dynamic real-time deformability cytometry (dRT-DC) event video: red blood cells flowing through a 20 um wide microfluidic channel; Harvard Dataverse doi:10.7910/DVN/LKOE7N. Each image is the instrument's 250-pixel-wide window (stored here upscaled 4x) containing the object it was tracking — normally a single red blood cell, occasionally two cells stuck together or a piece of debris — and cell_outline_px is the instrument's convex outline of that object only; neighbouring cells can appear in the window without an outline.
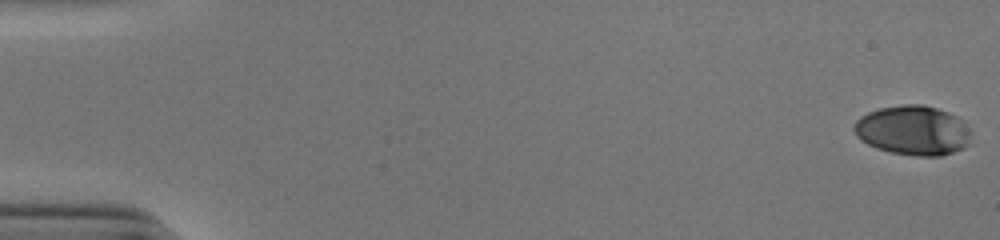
{"species": "human", "species_latin": "Homo sapiens", "temperature_condition": "cold", "stored_images_in_passage": 54, "camera_frame_rate_fps": 3000, "um_per_image_px": 0.085, "donor": {"sex": "male"}, "frame": {"image": 1, "passage_image": 1, "time_ms": 0.0, "image_size_px": [1000, 240], "cell_outline_px": [[972, 144], [964, 148], [940, 156], [916, 156], [892, 152], [876, 148], [868, 144], [856, 136], [852, 128], [856, 120], [860, 116], [868, 112], [880, 108], [904, 104], [920, 104], [936, 108], [948, 112], [956, 116], [972, 132]], "centroid_in_image_um": [77.62, 11.09], "position_along_channel_um": 7.4, "area_um2": 34.04}}
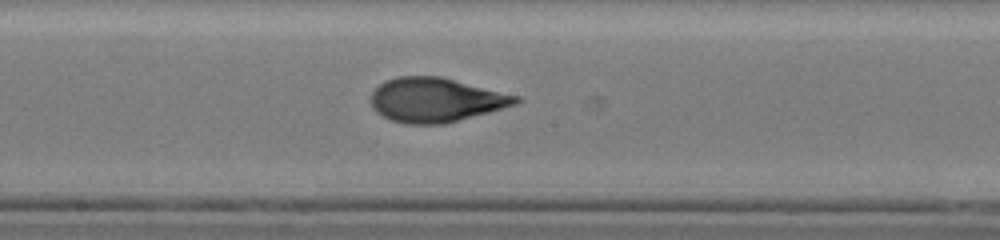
{"frame": {"image": 2, "passage_image": 30, "time_ms": 9.667, "image_size_px": [1000, 240], "cell_outline_px": [[524, 100], [516, 104], [488, 112], [444, 124], [404, 124], [392, 120], [376, 112], [372, 108], [372, 92], [384, 80], [400, 76], [440, 76], [520, 96]], "centroid_in_image_um": [37.05, 8.49], "position_along_channel_um": 211.2, "area_um2": 37.28}}
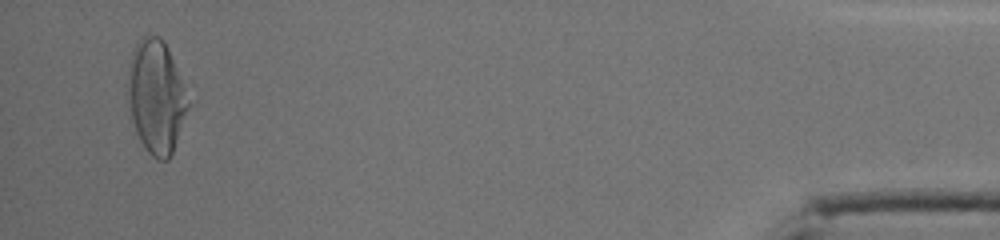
{"frame": {"image": 3, "passage_image": 52, "time_ms": 17.0, "image_size_px": [1000, 240], "cell_outline_px": [[188, 108], [172, 152], [168, 160], [156, 160], [148, 152], [140, 140], [136, 132], [132, 120], [128, 92], [128, 68], [132, 48], [140, 36], [160, 36], [164, 40], [184, 88], [188, 104]], "centroid_in_image_um": [13.24, 8.2], "position_along_channel_um": 422.0, "area_um2": 39.07}, "authors_computed_cell_mechanics": {"area_um2": 36.6163, "velocity_mm_per_s": 3.892, "shape_relaxation_time_tau1_ms": 5.2847, "shape_relaxation_time_tau2_ms": 1.1162, "deformation_change_tau1": 0.2164, "deformation_change_tau2": 0.0735}}